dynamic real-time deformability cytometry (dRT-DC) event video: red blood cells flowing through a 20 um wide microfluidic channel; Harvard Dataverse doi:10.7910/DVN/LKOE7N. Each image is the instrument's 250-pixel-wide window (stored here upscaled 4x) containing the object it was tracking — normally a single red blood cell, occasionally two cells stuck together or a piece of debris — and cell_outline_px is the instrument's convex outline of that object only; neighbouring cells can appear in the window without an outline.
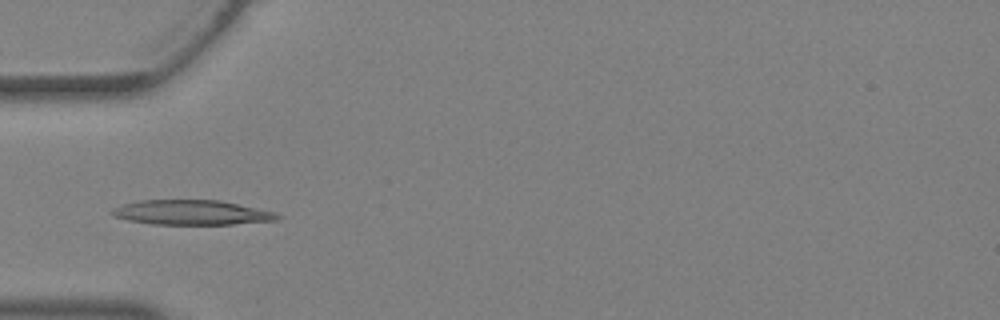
{"species": "Egyptian fruit bat (a non-hibernating species)", "species_latin": "Rousettus aegyptiacus", "temperature_condition": "warm", "stored_images_in_passage": 34, "camera_frame_rate_fps": 3000, "um_per_image_px": 0.085, "animal": {"sex": "female"}, "frame": {"image": 1, "passage_image": 10, "time_ms": 3.0, "image_size_px": [1000, 320], "cell_outline_px": [[280, 216], [276, 220], [232, 224], [152, 224], [128, 220], [112, 216], [108, 212], [124, 204], [140, 200], [220, 200], [276, 212]], "centroid_in_image_um": [16.27, 18.06], "position_along_channel_um": 68.7, "area_um2": 23.7}}